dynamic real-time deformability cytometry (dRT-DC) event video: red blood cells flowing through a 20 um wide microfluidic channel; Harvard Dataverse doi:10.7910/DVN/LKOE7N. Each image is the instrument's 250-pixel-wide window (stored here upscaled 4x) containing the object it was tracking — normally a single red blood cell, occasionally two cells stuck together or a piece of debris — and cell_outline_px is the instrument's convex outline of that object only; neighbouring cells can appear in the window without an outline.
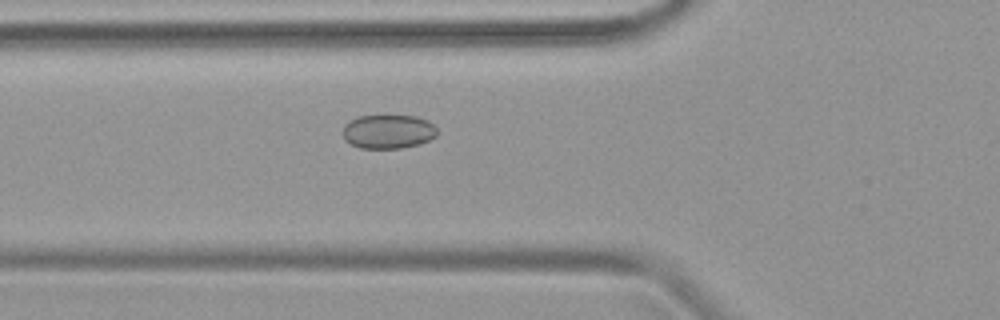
{"species": "common noctule bat (a hibernating species)", "species_latin": "Nyctalus noctula", "temperature_condition": "warm", "stored_images_in_passage": 32, "camera_frame_rate_fps": 3000, "um_per_image_px": 0.085, "animal": {"sex": "female", "body_mass_g": 19.9}, "frame": {"image": 1, "passage_image": 2, "time_ms": 0.333, "image_size_px": [1000, 320], "cell_outline_px": [[436, 136], [420, 144], [400, 148], [360, 148], [344, 140], [340, 132], [344, 124], [360, 116], [416, 116], [428, 120], [436, 128]], "centroid_in_image_um": [32.96, 11.19], "position_along_channel_um": 92.8, "area_um2": 18.73}}
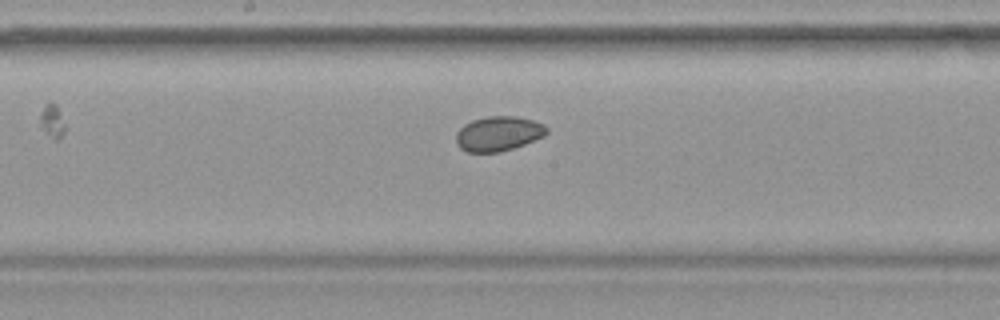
{"frame": {"image": 2, "passage_image": 10, "time_ms": 3.0, "image_size_px": [1000, 320], "cell_outline_px": [[548, 132], [544, 136], [524, 144], [500, 152], [468, 152], [460, 148], [456, 144], [456, 132], [464, 124], [472, 120], [488, 116], [516, 116], [532, 120], [544, 124], [548, 128]], "centroid_in_image_um": [42.35, 11.35], "position_along_channel_um": 205.8, "area_um2": 18.38}}
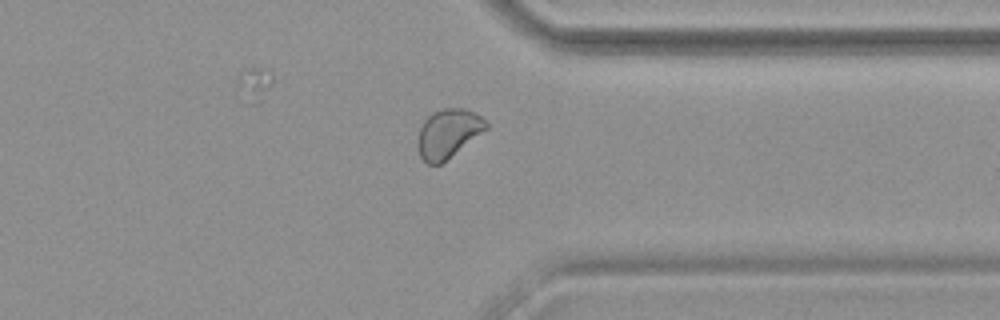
{"frame": {"image": 3, "passage_image": 22, "time_ms": 7.0, "image_size_px": [1000, 320], "cell_outline_px": [[488, 128], [440, 164], [428, 164], [420, 156], [416, 144], [420, 128], [424, 120], [432, 112], [444, 108], [464, 108], [476, 112], [488, 124]], "centroid_in_image_um": [38.07, 11.32], "position_along_channel_um": 373.3, "area_um2": 19.31}}